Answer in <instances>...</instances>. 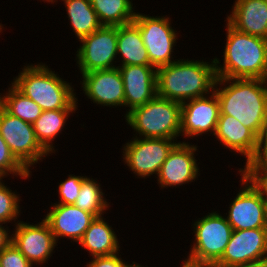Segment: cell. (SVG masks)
<instances>
[{"label": "cell", "mask_w": 267, "mask_h": 267, "mask_svg": "<svg viewBox=\"0 0 267 267\" xmlns=\"http://www.w3.org/2000/svg\"><path fill=\"white\" fill-rule=\"evenodd\" d=\"M219 115H230L257 136L267 126V80L216 78Z\"/></svg>", "instance_id": "6da1fadb"}, {"label": "cell", "mask_w": 267, "mask_h": 267, "mask_svg": "<svg viewBox=\"0 0 267 267\" xmlns=\"http://www.w3.org/2000/svg\"><path fill=\"white\" fill-rule=\"evenodd\" d=\"M224 22L226 43L223 63L214 57L216 77L267 80V39L241 32Z\"/></svg>", "instance_id": "7a4b0ae2"}, {"label": "cell", "mask_w": 267, "mask_h": 267, "mask_svg": "<svg viewBox=\"0 0 267 267\" xmlns=\"http://www.w3.org/2000/svg\"><path fill=\"white\" fill-rule=\"evenodd\" d=\"M206 59L178 58L157 68V95L180 103L209 95L217 77L214 58Z\"/></svg>", "instance_id": "3957f363"}, {"label": "cell", "mask_w": 267, "mask_h": 267, "mask_svg": "<svg viewBox=\"0 0 267 267\" xmlns=\"http://www.w3.org/2000/svg\"><path fill=\"white\" fill-rule=\"evenodd\" d=\"M18 75L10 83L24 96L35 101L43 111L58 109H78L77 92L72 82L61 78L50 64L25 63ZM22 69V70H21Z\"/></svg>", "instance_id": "277c9868"}, {"label": "cell", "mask_w": 267, "mask_h": 267, "mask_svg": "<svg viewBox=\"0 0 267 267\" xmlns=\"http://www.w3.org/2000/svg\"><path fill=\"white\" fill-rule=\"evenodd\" d=\"M124 120L135 132L133 137L176 140L181 137V103L158 95L133 108Z\"/></svg>", "instance_id": "5b68a950"}, {"label": "cell", "mask_w": 267, "mask_h": 267, "mask_svg": "<svg viewBox=\"0 0 267 267\" xmlns=\"http://www.w3.org/2000/svg\"><path fill=\"white\" fill-rule=\"evenodd\" d=\"M218 211L211 210L197 220L192 219L194 239L183 261L192 265L212 267L222 257L233 229L226 217Z\"/></svg>", "instance_id": "8992f818"}, {"label": "cell", "mask_w": 267, "mask_h": 267, "mask_svg": "<svg viewBox=\"0 0 267 267\" xmlns=\"http://www.w3.org/2000/svg\"><path fill=\"white\" fill-rule=\"evenodd\" d=\"M170 15L150 16L137 12L133 23L139 28L142 41L148 51L150 66L159 68L171 64L178 59L175 55L178 34L175 27H172Z\"/></svg>", "instance_id": "52a82bcc"}, {"label": "cell", "mask_w": 267, "mask_h": 267, "mask_svg": "<svg viewBox=\"0 0 267 267\" xmlns=\"http://www.w3.org/2000/svg\"><path fill=\"white\" fill-rule=\"evenodd\" d=\"M182 142L167 138H141L132 137L122 145V163L126 164L129 172L132 171L135 178L147 179L157 177L161 165L168 157L172 149Z\"/></svg>", "instance_id": "ba28073f"}, {"label": "cell", "mask_w": 267, "mask_h": 267, "mask_svg": "<svg viewBox=\"0 0 267 267\" xmlns=\"http://www.w3.org/2000/svg\"><path fill=\"white\" fill-rule=\"evenodd\" d=\"M240 189L223 215L233 230L267 228V202L255 182L237 171ZM228 213V214H227Z\"/></svg>", "instance_id": "9c48e42d"}, {"label": "cell", "mask_w": 267, "mask_h": 267, "mask_svg": "<svg viewBox=\"0 0 267 267\" xmlns=\"http://www.w3.org/2000/svg\"><path fill=\"white\" fill-rule=\"evenodd\" d=\"M0 135L10 152L30 172L51 156L37 141L33 124L7 113L0 106Z\"/></svg>", "instance_id": "30bf717a"}, {"label": "cell", "mask_w": 267, "mask_h": 267, "mask_svg": "<svg viewBox=\"0 0 267 267\" xmlns=\"http://www.w3.org/2000/svg\"><path fill=\"white\" fill-rule=\"evenodd\" d=\"M79 42L74 54L79 74L117 67V26L102 25Z\"/></svg>", "instance_id": "8fae6325"}, {"label": "cell", "mask_w": 267, "mask_h": 267, "mask_svg": "<svg viewBox=\"0 0 267 267\" xmlns=\"http://www.w3.org/2000/svg\"><path fill=\"white\" fill-rule=\"evenodd\" d=\"M35 224L20 220L12 230V243L34 266H44L53 258L58 244L49 224L41 219Z\"/></svg>", "instance_id": "7c38bea8"}, {"label": "cell", "mask_w": 267, "mask_h": 267, "mask_svg": "<svg viewBox=\"0 0 267 267\" xmlns=\"http://www.w3.org/2000/svg\"><path fill=\"white\" fill-rule=\"evenodd\" d=\"M199 148L192 142H179L161 165L157 175V184L162 191L166 188H178L195 182L200 176V162H197ZM197 155V156H195ZM172 186V187H171Z\"/></svg>", "instance_id": "4fadbf2b"}, {"label": "cell", "mask_w": 267, "mask_h": 267, "mask_svg": "<svg viewBox=\"0 0 267 267\" xmlns=\"http://www.w3.org/2000/svg\"><path fill=\"white\" fill-rule=\"evenodd\" d=\"M220 109L216 93L181 103V138L183 142L203 135L214 137ZM183 136V137H182Z\"/></svg>", "instance_id": "5bb4252c"}, {"label": "cell", "mask_w": 267, "mask_h": 267, "mask_svg": "<svg viewBox=\"0 0 267 267\" xmlns=\"http://www.w3.org/2000/svg\"><path fill=\"white\" fill-rule=\"evenodd\" d=\"M267 258V228L233 230L222 257L212 267H233Z\"/></svg>", "instance_id": "9a60e30c"}, {"label": "cell", "mask_w": 267, "mask_h": 267, "mask_svg": "<svg viewBox=\"0 0 267 267\" xmlns=\"http://www.w3.org/2000/svg\"><path fill=\"white\" fill-rule=\"evenodd\" d=\"M79 79L83 94L95 106L124 108L123 79L118 67L83 73Z\"/></svg>", "instance_id": "2e32d148"}, {"label": "cell", "mask_w": 267, "mask_h": 267, "mask_svg": "<svg viewBox=\"0 0 267 267\" xmlns=\"http://www.w3.org/2000/svg\"><path fill=\"white\" fill-rule=\"evenodd\" d=\"M48 208L45 209L48 211L43 219L49 224L57 243L60 239L66 238L71 240L72 245L77 244L95 219L92 213L74 204H51Z\"/></svg>", "instance_id": "e0dca14e"}, {"label": "cell", "mask_w": 267, "mask_h": 267, "mask_svg": "<svg viewBox=\"0 0 267 267\" xmlns=\"http://www.w3.org/2000/svg\"><path fill=\"white\" fill-rule=\"evenodd\" d=\"M124 87V117L133 108L144 105L157 96V69L150 65L118 67Z\"/></svg>", "instance_id": "ac0fdd59"}, {"label": "cell", "mask_w": 267, "mask_h": 267, "mask_svg": "<svg viewBox=\"0 0 267 267\" xmlns=\"http://www.w3.org/2000/svg\"><path fill=\"white\" fill-rule=\"evenodd\" d=\"M214 136V141H219L222 148L228 149L233 155H240V160L242 156L244 166L255 155L258 136L230 115H219Z\"/></svg>", "instance_id": "d6986e66"}, {"label": "cell", "mask_w": 267, "mask_h": 267, "mask_svg": "<svg viewBox=\"0 0 267 267\" xmlns=\"http://www.w3.org/2000/svg\"><path fill=\"white\" fill-rule=\"evenodd\" d=\"M226 21L235 29L267 39V0H234Z\"/></svg>", "instance_id": "ffe728a7"}, {"label": "cell", "mask_w": 267, "mask_h": 267, "mask_svg": "<svg viewBox=\"0 0 267 267\" xmlns=\"http://www.w3.org/2000/svg\"><path fill=\"white\" fill-rule=\"evenodd\" d=\"M105 217H95L78 242V246L80 245L82 250L88 251L91 258L121 253L122 246L120 245L122 244L119 243L122 242Z\"/></svg>", "instance_id": "44dd1931"}, {"label": "cell", "mask_w": 267, "mask_h": 267, "mask_svg": "<svg viewBox=\"0 0 267 267\" xmlns=\"http://www.w3.org/2000/svg\"><path fill=\"white\" fill-rule=\"evenodd\" d=\"M117 65H150L139 28L133 22L117 26Z\"/></svg>", "instance_id": "7402d4cb"}, {"label": "cell", "mask_w": 267, "mask_h": 267, "mask_svg": "<svg viewBox=\"0 0 267 267\" xmlns=\"http://www.w3.org/2000/svg\"><path fill=\"white\" fill-rule=\"evenodd\" d=\"M79 109H58L43 111L40 117L33 123V129L37 141L50 154L58 153L54 146L56 141L63 135L64 128L66 129V122L68 118L74 116L73 114Z\"/></svg>", "instance_id": "603a6c76"}, {"label": "cell", "mask_w": 267, "mask_h": 267, "mask_svg": "<svg viewBox=\"0 0 267 267\" xmlns=\"http://www.w3.org/2000/svg\"><path fill=\"white\" fill-rule=\"evenodd\" d=\"M60 2H64L68 24L76 40L80 41L102 26L90 0H60Z\"/></svg>", "instance_id": "cb8c5ba5"}, {"label": "cell", "mask_w": 267, "mask_h": 267, "mask_svg": "<svg viewBox=\"0 0 267 267\" xmlns=\"http://www.w3.org/2000/svg\"><path fill=\"white\" fill-rule=\"evenodd\" d=\"M102 25L121 26L132 23L138 9L133 0H90ZM136 9V10H135Z\"/></svg>", "instance_id": "d4e9b609"}, {"label": "cell", "mask_w": 267, "mask_h": 267, "mask_svg": "<svg viewBox=\"0 0 267 267\" xmlns=\"http://www.w3.org/2000/svg\"><path fill=\"white\" fill-rule=\"evenodd\" d=\"M9 87V88H8ZM7 91L0 93V106L12 116L33 124L42 114V108L30 98L24 96L11 83Z\"/></svg>", "instance_id": "484cf974"}, {"label": "cell", "mask_w": 267, "mask_h": 267, "mask_svg": "<svg viewBox=\"0 0 267 267\" xmlns=\"http://www.w3.org/2000/svg\"><path fill=\"white\" fill-rule=\"evenodd\" d=\"M102 187L97 178L93 179L91 176H86L82 181L79 196L74 205L92 213L95 217L106 215V211L111 207V202L106 199L107 194H105Z\"/></svg>", "instance_id": "4316f807"}, {"label": "cell", "mask_w": 267, "mask_h": 267, "mask_svg": "<svg viewBox=\"0 0 267 267\" xmlns=\"http://www.w3.org/2000/svg\"><path fill=\"white\" fill-rule=\"evenodd\" d=\"M5 183V179L0 180V223L14 226L20 221L23 208H21L22 201L20 193L14 191Z\"/></svg>", "instance_id": "83f0119b"}, {"label": "cell", "mask_w": 267, "mask_h": 267, "mask_svg": "<svg viewBox=\"0 0 267 267\" xmlns=\"http://www.w3.org/2000/svg\"><path fill=\"white\" fill-rule=\"evenodd\" d=\"M11 175V176H10ZM0 176L22 180L31 179L32 174L15 158L5 140L0 135Z\"/></svg>", "instance_id": "f1b7e54d"}, {"label": "cell", "mask_w": 267, "mask_h": 267, "mask_svg": "<svg viewBox=\"0 0 267 267\" xmlns=\"http://www.w3.org/2000/svg\"><path fill=\"white\" fill-rule=\"evenodd\" d=\"M86 175H74L69 174L66 179L60 181L56 193H58V201L51 204H74L79 196V192L82 186V181ZM60 199V200H59Z\"/></svg>", "instance_id": "f546056e"}, {"label": "cell", "mask_w": 267, "mask_h": 267, "mask_svg": "<svg viewBox=\"0 0 267 267\" xmlns=\"http://www.w3.org/2000/svg\"><path fill=\"white\" fill-rule=\"evenodd\" d=\"M236 170L240 173H267V126L258 136V145L253 158L246 166Z\"/></svg>", "instance_id": "4dcf8cb0"}, {"label": "cell", "mask_w": 267, "mask_h": 267, "mask_svg": "<svg viewBox=\"0 0 267 267\" xmlns=\"http://www.w3.org/2000/svg\"><path fill=\"white\" fill-rule=\"evenodd\" d=\"M0 267H34L11 242L0 251Z\"/></svg>", "instance_id": "1f68e13d"}, {"label": "cell", "mask_w": 267, "mask_h": 267, "mask_svg": "<svg viewBox=\"0 0 267 267\" xmlns=\"http://www.w3.org/2000/svg\"><path fill=\"white\" fill-rule=\"evenodd\" d=\"M120 253L107 255V256H98L90 258L91 260L86 262V267H128L129 262L125 261ZM122 257V258H121Z\"/></svg>", "instance_id": "d6a6232c"}, {"label": "cell", "mask_w": 267, "mask_h": 267, "mask_svg": "<svg viewBox=\"0 0 267 267\" xmlns=\"http://www.w3.org/2000/svg\"><path fill=\"white\" fill-rule=\"evenodd\" d=\"M242 174L255 182V184L262 190L265 200L267 202V173H242Z\"/></svg>", "instance_id": "836d02e7"}, {"label": "cell", "mask_w": 267, "mask_h": 267, "mask_svg": "<svg viewBox=\"0 0 267 267\" xmlns=\"http://www.w3.org/2000/svg\"><path fill=\"white\" fill-rule=\"evenodd\" d=\"M10 226L13 225H5L0 223V251L3 248H6L12 241V231L10 230Z\"/></svg>", "instance_id": "e575fe53"}, {"label": "cell", "mask_w": 267, "mask_h": 267, "mask_svg": "<svg viewBox=\"0 0 267 267\" xmlns=\"http://www.w3.org/2000/svg\"><path fill=\"white\" fill-rule=\"evenodd\" d=\"M233 267H267V258Z\"/></svg>", "instance_id": "d590c367"}, {"label": "cell", "mask_w": 267, "mask_h": 267, "mask_svg": "<svg viewBox=\"0 0 267 267\" xmlns=\"http://www.w3.org/2000/svg\"><path fill=\"white\" fill-rule=\"evenodd\" d=\"M181 262L182 263L180 264V267H209V266H201V265H192L183 260Z\"/></svg>", "instance_id": "8d00e7d4"}, {"label": "cell", "mask_w": 267, "mask_h": 267, "mask_svg": "<svg viewBox=\"0 0 267 267\" xmlns=\"http://www.w3.org/2000/svg\"><path fill=\"white\" fill-rule=\"evenodd\" d=\"M128 267H144V265H141L140 263L132 261L131 264H129ZM145 267H149V266L146 265Z\"/></svg>", "instance_id": "74e56055"}, {"label": "cell", "mask_w": 267, "mask_h": 267, "mask_svg": "<svg viewBox=\"0 0 267 267\" xmlns=\"http://www.w3.org/2000/svg\"><path fill=\"white\" fill-rule=\"evenodd\" d=\"M39 1H40V0H39ZM42 1H43L44 3L47 2L48 4H52V5L55 3L56 6H57V3H58L60 0H59V1H58V0H42Z\"/></svg>", "instance_id": "f35d334b"}, {"label": "cell", "mask_w": 267, "mask_h": 267, "mask_svg": "<svg viewBox=\"0 0 267 267\" xmlns=\"http://www.w3.org/2000/svg\"><path fill=\"white\" fill-rule=\"evenodd\" d=\"M5 26H6V24L4 25V24H2V21H1V23H0V30H5L4 28H5Z\"/></svg>", "instance_id": "ab89813d"}]
</instances>
